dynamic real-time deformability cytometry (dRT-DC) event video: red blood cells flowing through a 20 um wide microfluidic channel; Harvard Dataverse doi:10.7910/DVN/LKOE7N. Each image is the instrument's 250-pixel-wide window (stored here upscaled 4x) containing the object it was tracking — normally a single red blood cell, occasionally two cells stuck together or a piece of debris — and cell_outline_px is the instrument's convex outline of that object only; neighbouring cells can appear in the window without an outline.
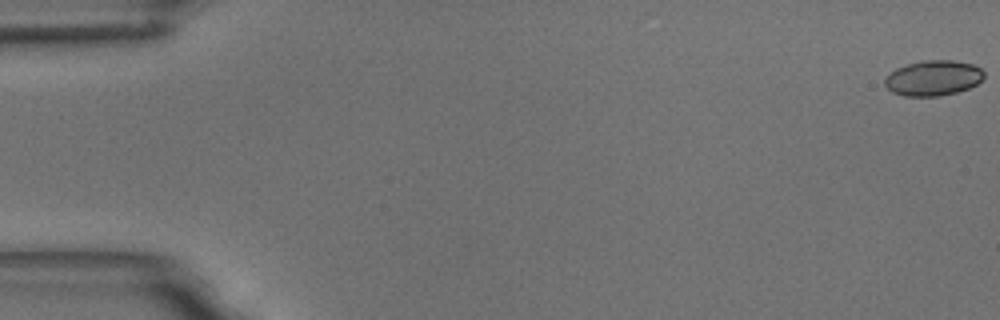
{"species": "common noctule bat (a hibernating species)", "species_latin": "Nyctalus noctula", "temperature_condition": "room temperature", "stored_images_in_passage": 57, "camera_frame_rate_fps": 3000, "um_per_image_px": 0.085, "animal": {"sex": "male", "body_mass_g": 18.8}, "frame": {"image": 1, "passage_image": 1, "time_ms": 0.0, "image_size_px": [1000, 320], "cell_outline_px": [[984, 76], [976, 84], [968, 88], [956, 92], [940, 96], [904, 96], [892, 92], [884, 84], [884, 80], [896, 68], [920, 60], [952, 60], [972, 64], [980, 68], [984, 72]], "centroid_in_image_um": [79.31, 6.63], "position_along_channel_um": 5.7, "area_um2": 20.29}}
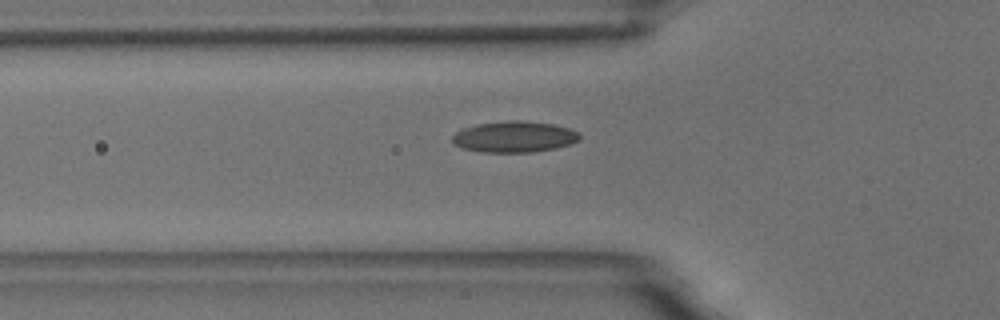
{"frame": {"image": 2, "passage_image": 20, "time_ms": 6.333, "image_size_px": [1000, 320], "cell_outline_px": [[580, 140], [572, 144], [556, 148], [532, 152], [480, 152], [460, 148], [452, 140], [452, 136], [460, 128], [476, 124], [508, 120], [516, 120], [552, 124], [568, 128], [580, 132]], "centroid_in_image_um": [43.71, 11.63], "position_along_channel_um": 82.1, "area_um2": 23.29}}
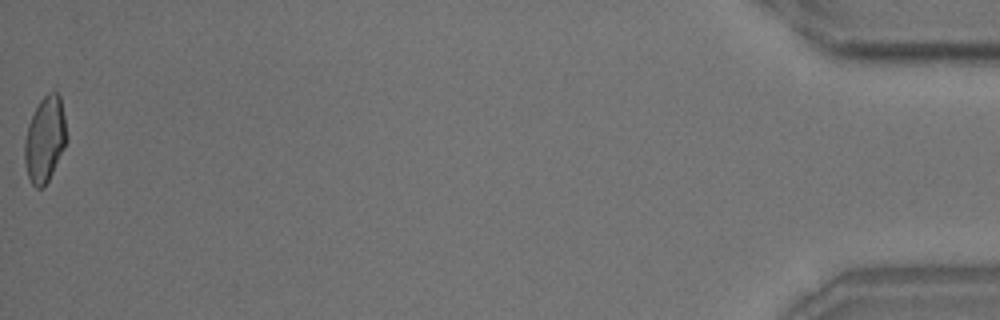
{"frame": {"image": 3, "passage_image": 57, "time_ms": 18.667, "image_size_px": [1000, 320], "cell_outline_px": [[68, 140], [44, 188], [36, 188], [32, 184], [28, 176], [24, 160], [24, 140], [28, 124], [40, 100], [48, 92], [56, 92], [60, 96], [68, 136]], "centroid_in_image_um": [3.82, 11.85], "position_along_channel_um": 431.4, "area_um2": 20.92}, "authors_computed_cell_mechanics": {"area_um2": 20.9236, "velocity_mm_per_s": 3.6182, "shape_relaxation_time_tau1_ms": 5.5207, "shape_relaxation_time_tau2_ms": 1.5791, "deformation_change_tau1": 0.151, "deformation_change_tau2": 0.0602}}